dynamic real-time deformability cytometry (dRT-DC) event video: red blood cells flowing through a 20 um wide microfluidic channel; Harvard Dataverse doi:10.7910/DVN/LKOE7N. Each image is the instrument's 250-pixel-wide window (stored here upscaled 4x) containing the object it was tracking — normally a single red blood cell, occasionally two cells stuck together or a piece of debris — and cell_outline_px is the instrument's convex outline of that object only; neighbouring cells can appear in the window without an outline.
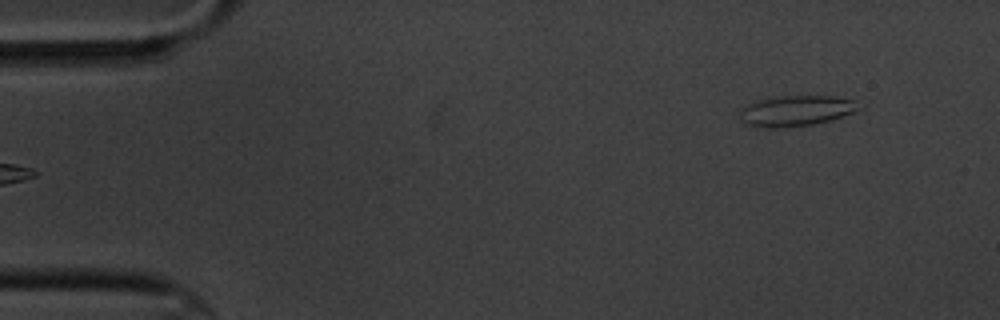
{"species": "common noctule bat (a hibernating species)", "species_latin": "Nyctalus noctula", "temperature_condition": "cold", "stored_images_in_passage": 6, "camera_frame_rate_fps": 3000, "um_per_image_px": 0.085, "animal": {"sex": "male", "body_mass_g": 20.1, "forearm_length_mm": 53.5}, "frame": {"image": 1, "passage_image": 6, "time_ms": 6.0, "image_size_px": [1000, 320], "cell_outline_px": [[864, 108], [832, 120], [812, 124], [784, 128], [764, 128], [744, 124], [740, 120], [740, 108], [752, 100], [776, 96], [836, 96], [856, 100]], "centroid_in_image_um": [67.64, 9.41], "position_along_channel_um": 17.4, "area_um2": 21.91}}